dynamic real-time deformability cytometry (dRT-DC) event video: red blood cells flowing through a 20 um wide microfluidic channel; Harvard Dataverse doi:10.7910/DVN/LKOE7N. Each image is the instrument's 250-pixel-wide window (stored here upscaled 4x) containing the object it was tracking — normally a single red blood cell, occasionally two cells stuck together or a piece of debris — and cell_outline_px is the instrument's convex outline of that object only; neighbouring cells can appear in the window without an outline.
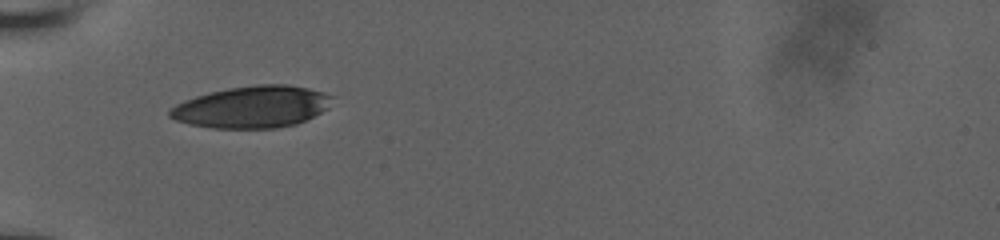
{"species": "human", "species_latin": "Homo sapiens", "temperature_condition": "room temperature", "stored_images_in_passage": 2, "camera_frame_rate_fps": 3000, "um_per_image_px": 0.085, "donor": {"sex": "male"}, "frame": {"image": 1, "passage_image": 1, "time_ms": 0.0, "image_size_px": [1000, 240], "cell_outline_px": [[332, 96], [328, 108], [296, 124], [276, 128], [212, 128], [192, 124], [176, 120], [168, 116], [168, 112], [176, 104], [184, 100], [196, 96], [228, 88], [256, 84], [288, 84], [308, 88]], "centroid_in_image_um": [21.41, 9.08], "position_along_channel_um": 63.6, "area_um2": 39.19}}